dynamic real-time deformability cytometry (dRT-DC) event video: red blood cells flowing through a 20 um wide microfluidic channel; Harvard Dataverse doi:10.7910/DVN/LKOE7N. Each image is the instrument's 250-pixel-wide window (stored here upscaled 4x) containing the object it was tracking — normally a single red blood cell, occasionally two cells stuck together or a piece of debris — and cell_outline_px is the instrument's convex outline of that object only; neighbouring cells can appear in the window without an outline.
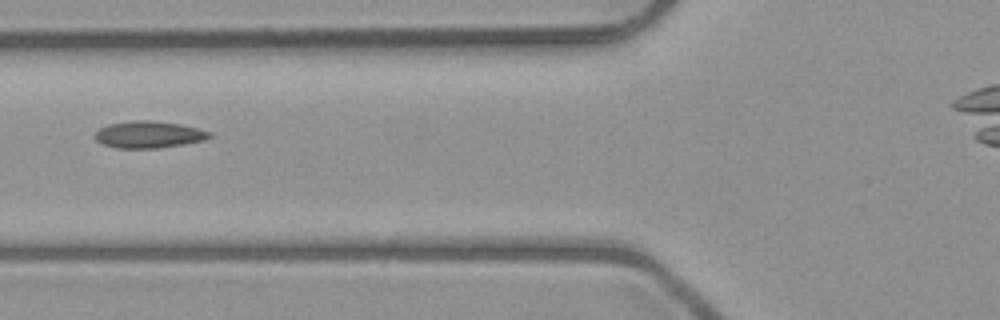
{"species": "common noctule bat (a hibernating species)", "species_latin": "Nyctalus noctula", "temperature_condition": "room temperature", "stored_images_in_passage": 3, "camera_frame_rate_fps": 3000, "um_per_image_px": 0.085, "animal": {"sex": "male", "body_mass_g": 23.1, "forearm_length_mm": 52.7}, "frame": {"image": 1, "passage_image": 3, "time_ms": 2.0, "image_size_px": [1000, 320], "cell_outline_px": [[212, 136], [204, 140], [184, 144], [156, 148], [116, 148], [100, 144], [96, 140], [96, 132], [100, 128], [108, 124], [132, 120], [148, 120], [180, 124], [212, 132]], "centroid_in_image_um": [12.63, 11.44], "position_along_channel_um": 113.2, "area_um2": 17.92}}